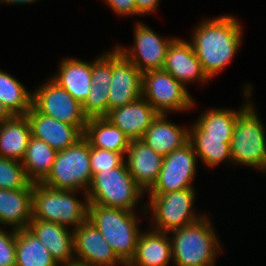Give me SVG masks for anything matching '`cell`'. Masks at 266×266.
Returning <instances> with one entry per match:
<instances>
[{
    "label": "cell",
    "mask_w": 266,
    "mask_h": 266,
    "mask_svg": "<svg viewBox=\"0 0 266 266\" xmlns=\"http://www.w3.org/2000/svg\"><path fill=\"white\" fill-rule=\"evenodd\" d=\"M169 234L149 228L143 230L137 241L130 266H171L173 265Z\"/></svg>",
    "instance_id": "cell-23"
},
{
    "label": "cell",
    "mask_w": 266,
    "mask_h": 266,
    "mask_svg": "<svg viewBox=\"0 0 266 266\" xmlns=\"http://www.w3.org/2000/svg\"><path fill=\"white\" fill-rule=\"evenodd\" d=\"M125 159L135 183L147 193L159 177L164 156L139 139L130 141Z\"/></svg>",
    "instance_id": "cell-18"
},
{
    "label": "cell",
    "mask_w": 266,
    "mask_h": 266,
    "mask_svg": "<svg viewBox=\"0 0 266 266\" xmlns=\"http://www.w3.org/2000/svg\"><path fill=\"white\" fill-rule=\"evenodd\" d=\"M200 21L193 28L189 42L211 81L237 55L243 41V27L240 20L232 14Z\"/></svg>",
    "instance_id": "cell-1"
},
{
    "label": "cell",
    "mask_w": 266,
    "mask_h": 266,
    "mask_svg": "<svg viewBox=\"0 0 266 266\" xmlns=\"http://www.w3.org/2000/svg\"><path fill=\"white\" fill-rule=\"evenodd\" d=\"M79 193L33 183L32 218L57 223L74 231L88 220V197L83 195V200H79L76 198Z\"/></svg>",
    "instance_id": "cell-4"
},
{
    "label": "cell",
    "mask_w": 266,
    "mask_h": 266,
    "mask_svg": "<svg viewBox=\"0 0 266 266\" xmlns=\"http://www.w3.org/2000/svg\"><path fill=\"white\" fill-rule=\"evenodd\" d=\"M160 0H135L137 16L151 15L157 12Z\"/></svg>",
    "instance_id": "cell-36"
},
{
    "label": "cell",
    "mask_w": 266,
    "mask_h": 266,
    "mask_svg": "<svg viewBox=\"0 0 266 266\" xmlns=\"http://www.w3.org/2000/svg\"><path fill=\"white\" fill-rule=\"evenodd\" d=\"M159 114L141 139L156 153L166 156L189 142V125H177Z\"/></svg>",
    "instance_id": "cell-21"
},
{
    "label": "cell",
    "mask_w": 266,
    "mask_h": 266,
    "mask_svg": "<svg viewBox=\"0 0 266 266\" xmlns=\"http://www.w3.org/2000/svg\"><path fill=\"white\" fill-rule=\"evenodd\" d=\"M163 70L185 87L195 82L201 85L210 82L192 44L181 37H176L169 45Z\"/></svg>",
    "instance_id": "cell-15"
},
{
    "label": "cell",
    "mask_w": 266,
    "mask_h": 266,
    "mask_svg": "<svg viewBox=\"0 0 266 266\" xmlns=\"http://www.w3.org/2000/svg\"><path fill=\"white\" fill-rule=\"evenodd\" d=\"M209 214L199 221L169 232L173 266H215L224 253Z\"/></svg>",
    "instance_id": "cell-2"
},
{
    "label": "cell",
    "mask_w": 266,
    "mask_h": 266,
    "mask_svg": "<svg viewBox=\"0 0 266 266\" xmlns=\"http://www.w3.org/2000/svg\"><path fill=\"white\" fill-rule=\"evenodd\" d=\"M86 194L89 204L136 212L141 203L142 209H146L142 199L147 195L130 175L126 161L119 167L96 173Z\"/></svg>",
    "instance_id": "cell-5"
},
{
    "label": "cell",
    "mask_w": 266,
    "mask_h": 266,
    "mask_svg": "<svg viewBox=\"0 0 266 266\" xmlns=\"http://www.w3.org/2000/svg\"><path fill=\"white\" fill-rule=\"evenodd\" d=\"M64 266H84V265H80V264L74 263V264H69V265H64Z\"/></svg>",
    "instance_id": "cell-39"
},
{
    "label": "cell",
    "mask_w": 266,
    "mask_h": 266,
    "mask_svg": "<svg viewBox=\"0 0 266 266\" xmlns=\"http://www.w3.org/2000/svg\"><path fill=\"white\" fill-rule=\"evenodd\" d=\"M112 76V49L92 60L91 88L82 104L88 118L106 117L109 114V90Z\"/></svg>",
    "instance_id": "cell-16"
},
{
    "label": "cell",
    "mask_w": 266,
    "mask_h": 266,
    "mask_svg": "<svg viewBox=\"0 0 266 266\" xmlns=\"http://www.w3.org/2000/svg\"><path fill=\"white\" fill-rule=\"evenodd\" d=\"M83 137L91 147L127 152L130 139L106 117L88 118Z\"/></svg>",
    "instance_id": "cell-28"
},
{
    "label": "cell",
    "mask_w": 266,
    "mask_h": 266,
    "mask_svg": "<svg viewBox=\"0 0 266 266\" xmlns=\"http://www.w3.org/2000/svg\"><path fill=\"white\" fill-rule=\"evenodd\" d=\"M126 152H113L90 146V167L94 176L99 171L119 167L125 162Z\"/></svg>",
    "instance_id": "cell-33"
},
{
    "label": "cell",
    "mask_w": 266,
    "mask_h": 266,
    "mask_svg": "<svg viewBox=\"0 0 266 266\" xmlns=\"http://www.w3.org/2000/svg\"><path fill=\"white\" fill-rule=\"evenodd\" d=\"M139 213L121 208L105 207L97 204L88 205V221L104 236L117 257L127 264L134 257L137 241L143 231L137 215L146 216V209Z\"/></svg>",
    "instance_id": "cell-3"
},
{
    "label": "cell",
    "mask_w": 266,
    "mask_h": 266,
    "mask_svg": "<svg viewBox=\"0 0 266 266\" xmlns=\"http://www.w3.org/2000/svg\"><path fill=\"white\" fill-rule=\"evenodd\" d=\"M0 100L12 115H25L32 107V91L0 69Z\"/></svg>",
    "instance_id": "cell-31"
},
{
    "label": "cell",
    "mask_w": 266,
    "mask_h": 266,
    "mask_svg": "<svg viewBox=\"0 0 266 266\" xmlns=\"http://www.w3.org/2000/svg\"><path fill=\"white\" fill-rule=\"evenodd\" d=\"M73 234L75 263L84 266L124 265L90 221L81 224Z\"/></svg>",
    "instance_id": "cell-13"
},
{
    "label": "cell",
    "mask_w": 266,
    "mask_h": 266,
    "mask_svg": "<svg viewBox=\"0 0 266 266\" xmlns=\"http://www.w3.org/2000/svg\"><path fill=\"white\" fill-rule=\"evenodd\" d=\"M197 155L190 142L164 156L159 177L146 194H162L185 189H196Z\"/></svg>",
    "instance_id": "cell-12"
},
{
    "label": "cell",
    "mask_w": 266,
    "mask_h": 266,
    "mask_svg": "<svg viewBox=\"0 0 266 266\" xmlns=\"http://www.w3.org/2000/svg\"><path fill=\"white\" fill-rule=\"evenodd\" d=\"M92 179L90 144L83 137L76 144L57 152L50 173L41 183L53 189L80 191L81 195H87Z\"/></svg>",
    "instance_id": "cell-8"
},
{
    "label": "cell",
    "mask_w": 266,
    "mask_h": 266,
    "mask_svg": "<svg viewBox=\"0 0 266 266\" xmlns=\"http://www.w3.org/2000/svg\"><path fill=\"white\" fill-rule=\"evenodd\" d=\"M196 192V189H185L162 194H146L149 197V201L145 202L146 217L149 220L150 216V221H153L151 229L169 233L204 217L205 213L195 211Z\"/></svg>",
    "instance_id": "cell-7"
},
{
    "label": "cell",
    "mask_w": 266,
    "mask_h": 266,
    "mask_svg": "<svg viewBox=\"0 0 266 266\" xmlns=\"http://www.w3.org/2000/svg\"><path fill=\"white\" fill-rule=\"evenodd\" d=\"M142 97V72L112 47V76L109 90L110 110Z\"/></svg>",
    "instance_id": "cell-14"
},
{
    "label": "cell",
    "mask_w": 266,
    "mask_h": 266,
    "mask_svg": "<svg viewBox=\"0 0 266 266\" xmlns=\"http://www.w3.org/2000/svg\"><path fill=\"white\" fill-rule=\"evenodd\" d=\"M32 107L41 114L77 126L84 133L88 117L82 104L51 77L32 91Z\"/></svg>",
    "instance_id": "cell-10"
},
{
    "label": "cell",
    "mask_w": 266,
    "mask_h": 266,
    "mask_svg": "<svg viewBox=\"0 0 266 266\" xmlns=\"http://www.w3.org/2000/svg\"><path fill=\"white\" fill-rule=\"evenodd\" d=\"M40 0H0V4H6V5H25V4H30L33 2L36 3V2H39Z\"/></svg>",
    "instance_id": "cell-37"
},
{
    "label": "cell",
    "mask_w": 266,
    "mask_h": 266,
    "mask_svg": "<svg viewBox=\"0 0 266 266\" xmlns=\"http://www.w3.org/2000/svg\"><path fill=\"white\" fill-rule=\"evenodd\" d=\"M15 266H59L46 246L28 228L16 230Z\"/></svg>",
    "instance_id": "cell-30"
},
{
    "label": "cell",
    "mask_w": 266,
    "mask_h": 266,
    "mask_svg": "<svg viewBox=\"0 0 266 266\" xmlns=\"http://www.w3.org/2000/svg\"><path fill=\"white\" fill-rule=\"evenodd\" d=\"M26 115H13L0 123V156L22 161L31 138Z\"/></svg>",
    "instance_id": "cell-27"
},
{
    "label": "cell",
    "mask_w": 266,
    "mask_h": 266,
    "mask_svg": "<svg viewBox=\"0 0 266 266\" xmlns=\"http://www.w3.org/2000/svg\"><path fill=\"white\" fill-rule=\"evenodd\" d=\"M4 230L0 226V266H15L16 264V230Z\"/></svg>",
    "instance_id": "cell-34"
},
{
    "label": "cell",
    "mask_w": 266,
    "mask_h": 266,
    "mask_svg": "<svg viewBox=\"0 0 266 266\" xmlns=\"http://www.w3.org/2000/svg\"><path fill=\"white\" fill-rule=\"evenodd\" d=\"M158 115L159 113L150 103L140 97L134 102L110 110L106 118L121 129L132 141L142 139L144 133Z\"/></svg>",
    "instance_id": "cell-20"
},
{
    "label": "cell",
    "mask_w": 266,
    "mask_h": 266,
    "mask_svg": "<svg viewBox=\"0 0 266 266\" xmlns=\"http://www.w3.org/2000/svg\"><path fill=\"white\" fill-rule=\"evenodd\" d=\"M24 188H33V183L28 179L22 162L0 156V189Z\"/></svg>",
    "instance_id": "cell-32"
},
{
    "label": "cell",
    "mask_w": 266,
    "mask_h": 266,
    "mask_svg": "<svg viewBox=\"0 0 266 266\" xmlns=\"http://www.w3.org/2000/svg\"><path fill=\"white\" fill-rule=\"evenodd\" d=\"M251 101L237 116L231 139L234 165L266 173V130Z\"/></svg>",
    "instance_id": "cell-6"
},
{
    "label": "cell",
    "mask_w": 266,
    "mask_h": 266,
    "mask_svg": "<svg viewBox=\"0 0 266 266\" xmlns=\"http://www.w3.org/2000/svg\"><path fill=\"white\" fill-rule=\"evenodd\" d=\"M28 229L46 246L59 266L75 263L74 234L60 224L31 219Z\"/></svg>",
    "instance_id": "cell-19"
},
{
    "label": "cell",
    "mask_w": 266,
    "mask_h": 266,
    "mask_svg": "<svg viewBox=\"0 0 266 266\" xmlns=\"http://www.w3.org/2000/svg\"><path fill=\"white\" fill-rule=\"evenodd\" d=\"M57 151L35 137L30 138L22 159L26 175L32 183H41L50 173Z\"/></svg>",
    "instance_id": "cell-29"
},
{
    "label": "cell",
    "mask_w": 266,
    "mask_h": 266,
    "mask_svg": "<svg viewBox=\"0 0 266 266\" xmlns=\"http://www.w3.org/2000/svg\"><path fill=\"white\" fill-rule=\"evenodd\" d=\"M32 219V188L0 189V226L15 230L29 227Z\"/></svg>",
    "instance_id": "cell-25"
},
{
    "label": "cell",
    "mask_w": 266,
    "mask_h": 266,
    "mask_svg": "<svg viewBox=\"0 0 266 266\" xmlns=\"http://www.w3.org/2000/svg\"><path fill=\"white\" fill-rule=\"evenodd\" d=\"M13 115L6 109L0 100V123L11 118Z\"/></svg>",
    "instance_id": "cell-38"
},
{
    "label": "cell",
    "mask_w": 266,
    "mask_h": 266,
    "mask_svg": "<svg viewBox=\"0 0 266 266\" xmlns=\"http://www.w3.org/2000/svg\"><path fill=\"white\" fill-rule=\"evenodd\" d=\"M103 2L119 17L137 16L135 0H103Z\"/></svg>",
    "instance_id": "cell-35"
},
{
    "label": "cell",
    "mask_w": 266,
    "mask_h": 266,
    "mask_svg": "<svg viewBox=\"0 0 266 266\" xmlns=\"http://www.w3.org/2000/svg\"><path fill=\"white\" fill-rule=\"evenodd\" d=\"M52 79L83 104L91 88L92 61L63 57Z\"/></svg>",
    "instance_id": "cell-22"
},
{
    "label": "cell",
    "mask_w": 266,
    "mask_h": 266,
    "mask_svg": "<svg viewBox=\"0 0 266 266\" xmlns=\"http://www.w3.org/2000/svg\"><path fill=\"white\" fill-rule=\"evenodd\" d=\"M143 21L135 22L133 29L134 43L124 47L117 43L115 48L142 73L150 70H162L166 53L174 36L163 37Z\"/></svg>",
    "instance_id": "cell-11"
},
{
    "label": "cell",
    "mask_w": 266,
    "mask_h": 266,
    "mask_svg": "<svg viewBox=\"0 0 266 266\" xmlns=\"http://www.w3.org/2000/svg\"><path fill=\"white\" fill-rule=\"evenodd\" d=\"M190 125L189 142L204 167L215 169L223 162L233 164L230 148L232 138L205 137V132L194 121Z\"/></svg>",
    "instance_id": "cell-26"
},
{
    "label": "cell",
    "mask_w": 266,
    "mask_h": 266,
    "mask_svg": "<svg viewBox=\"0 0 266 266\" xmlns=\"http://www.w3.org/2000/svg\"><path fill=\"white\" fill-rule=\"evenodd\" d=\"M142 97L159 114L187 113L196 106L188 88L163 69L142 73Z\"/></svg>",
    "instance_id": "cell-9"
},
{
    "label": "cell",
    "mask_w": 266,
    "mask_h": 266,
    "mask_svg": "<svg viewBox=\"0 0 266 266\" xmlns=\"http://www.w3.org/2000/svg\"><path fill=\"white\" fill-rule=\"evenodd\" d=\"M242 88L246 101L238 110L209 107L197 116L194 122L205 132V137L232 138L238 114L252 101L253 85L247 82Z\"/></svg>",
    "instance_id": "cell-24"
},
{
    "label": "cell",
    "mask_w": 266,
    "mask_h": 266,
    "mask_svg": "<svg viewBox=\"0 0 266 266\" xmlns=\"http://www.w3.org/2000/svg\"><path fill=\"white\" fill-rule=\"evenodd\" d=\"M25 115L31 127L32 137L44 141L57 152L83 138L84 133L77 126L41 114L33 107Z\"/></svg>",
    "instance_id": "cell-17"
}]
</instances>
